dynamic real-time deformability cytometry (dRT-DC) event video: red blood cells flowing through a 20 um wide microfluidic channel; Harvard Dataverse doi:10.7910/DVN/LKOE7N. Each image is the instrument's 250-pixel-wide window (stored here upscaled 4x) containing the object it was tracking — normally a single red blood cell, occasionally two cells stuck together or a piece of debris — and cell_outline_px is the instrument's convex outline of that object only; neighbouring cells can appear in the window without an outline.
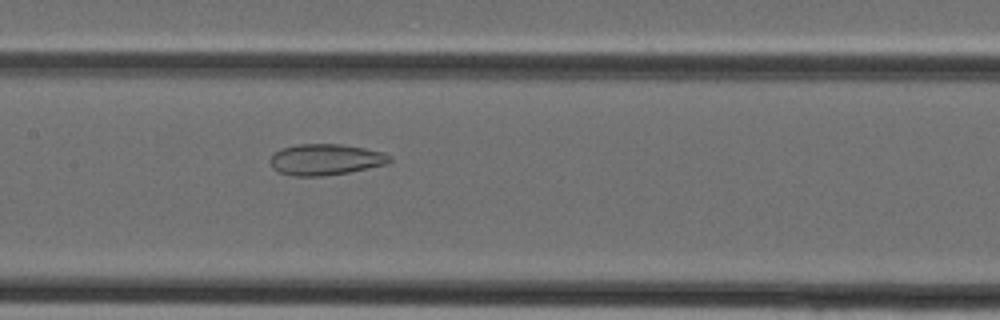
{"species": "Egyptian fruit bat (a non-hibernating species)", "species_latin": "Rousettus aegyptiacus", "temperature_condition": "cold", "stored_images_in_passage": 34, "camera_frame_rate_fps": 3000, "um_per_image_px": 0.085, "animal": {"sex": "female"}, "frame": {"image": 1, "passage_image": 14, "time_ms": 4.333, "image_size_px": [1000, 320], "cell_outline_px": [[392, 160], [388, 164], [348, 172], [324, 176], [292, 176], [280, 172], [272, 168], [268, 160], [280, 148], [296, 144], [340, 144], [364, 148], [380, 152], [392, 156]], "centroid_in_image_um": [27.65, 13.56], "position_along_channel_um": 179.8, "area_um2": 21.73}}
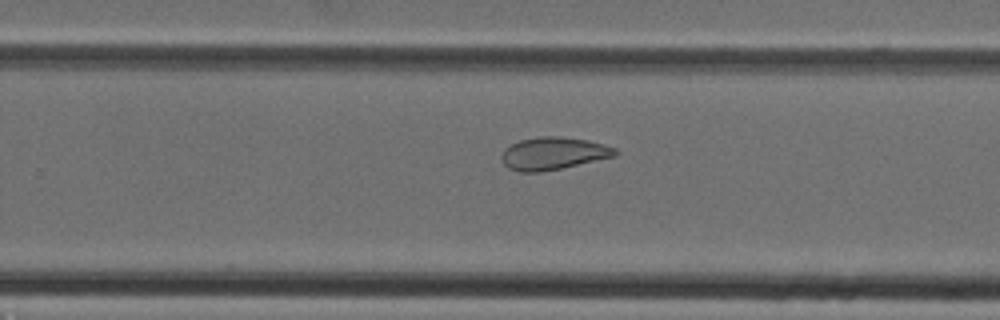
{"frame": {"image": 2, "passage_image": 20, "time_ms": 6.333, "image_size_px": [1000, 320], "cell_outline_px": [[620, 152], [616, 156], [560, 168], [540, 172], [520, 172], [508, 168], [504, 164], [500, 156], [504, 148], [520, 140], [540, 136], [560, 136], [588, 140], [604, 144], [616, 148]], "centroid_in_image_um": [47.03, 13.03], "position_along_channel_um": 282.8, "area_um2": 21.62}}
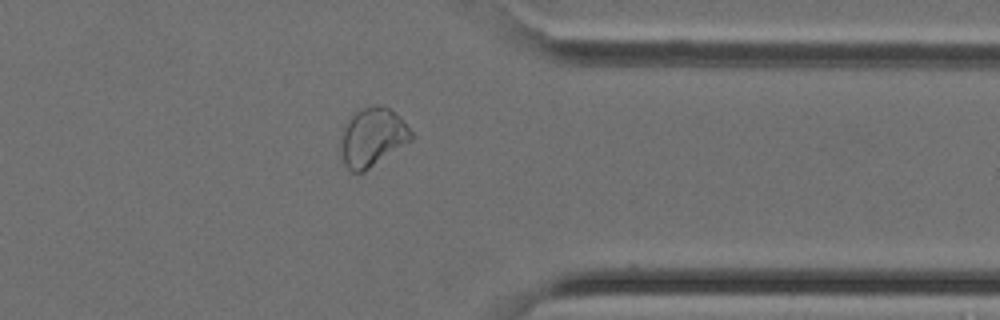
{"frame": {"image": 3, "passage_image": 26, "time_ms": 8.333, "image_size_px": [1000, 320], "cell_outline_px": [[416, 136], [412, 140], [364, 172], [352, 172], [344, 164], [340, 152], [340, 144], [344, 124], [356, 112], [372, 104], [376, 104], [388, 108], [400, 116]], "centroid_in_image_um": [31.67, 11.66], "position_along_channel_um": 379.7, "area_um2": 24.22}}